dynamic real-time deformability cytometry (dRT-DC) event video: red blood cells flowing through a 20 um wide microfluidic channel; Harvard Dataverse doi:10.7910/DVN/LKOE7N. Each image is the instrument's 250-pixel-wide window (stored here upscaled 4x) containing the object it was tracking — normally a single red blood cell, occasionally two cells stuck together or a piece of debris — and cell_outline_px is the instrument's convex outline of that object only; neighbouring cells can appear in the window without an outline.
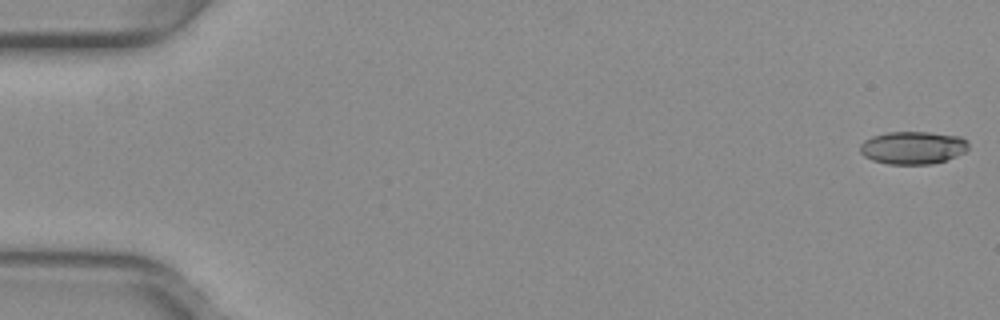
{"species": "common noctule bat (a hibernating species)", "species_latin": "Nyctalus noctula", "temperature_condition": "warm", "stored_images_in_passage": 53, "camera_frame_rate_fps": 3000, "um_per_image_px": 0.085, "animal": {"sex": "female", "body_mass_g": 29.2, "forearm_length_mm": 56.3}, "frame": {"image": 1, "passage_image": 1, "time_ms": 0.0, "image_size_px": [1000, 320], "cell_outline_px": [[968, 148], [964, 152], [956, 156], [932, 164], [888, 164], [872, 160], [864, 156], [860, 152], [860, 144], [864, 140], [872, 136], [888, 132], [928, 132], [960, 136], [968, 144]], "centroid_in_image_um": [77.56, 12.55], "position_along_channel_um": 7.4, "area_um2": 20.63}}
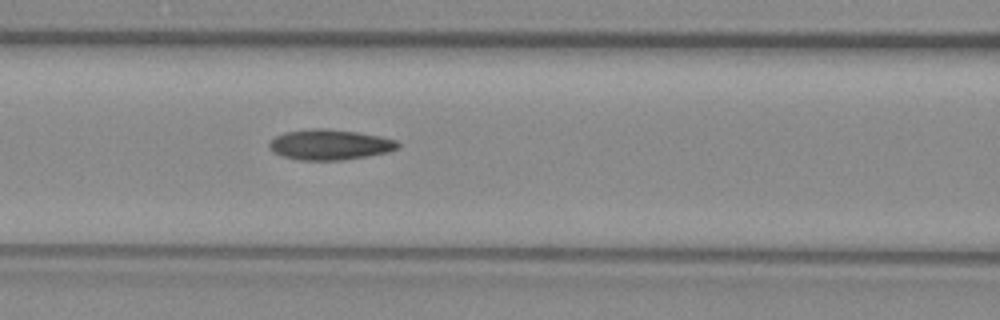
{"frame": {"image": 2, "passage_image": 23, "time_ms": 7.333, "image_size_px": [1000, 320], "cell_outline_px": [[400, 148], [388, 152], [344, 160], [300, 160], [284, 156], [272, 152], [268, 144], [276, 136], [284, 132], [312, 128], [328, 128], [356, 132], [380, 136], [396, 140], [400, 144]], "centroid_in_image_um": [28.05, 12.29], "position_along_channel_um": 138.6, "area_um2": 22.83}}
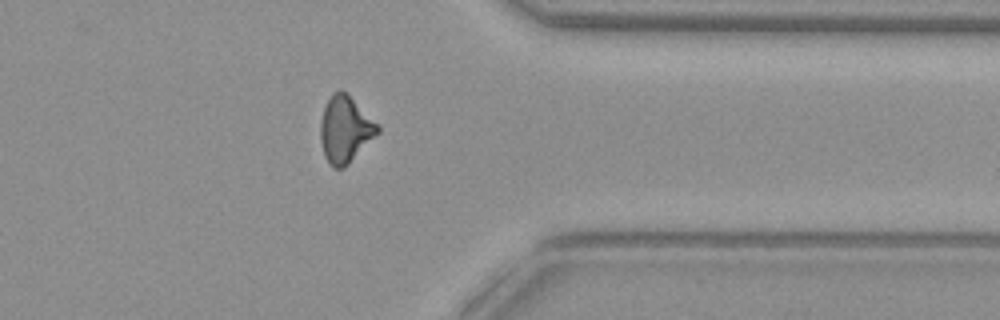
{"frame": {"image": 3, "passage_image": 42, "time_ms": 13.667, "image_size_px": [1000, 320], "cell_outline_px": [[380, 132], [344, 168], [332, 168], [328, 164], [324, 156], [320, 140], [320, 120], [324, 108], [332, 92], [340, 88], [348, 92], [380, 128]], "centroid_in_image_um": [29.31, 10.99], "position_along_channel_um": 382.1, "area_um2": 22.37}, "authors_computed_cell_mechanics": {"area_um2": 21.5594, "velocity_mm_per_s": 3.9934, "shape_relaxation_time_tau1_ms": null, "shape_relaxation_time_tau2_ms": 3.3288, "deformation_change_tau1": null, "deformation_change_tau2": 0.1111}}